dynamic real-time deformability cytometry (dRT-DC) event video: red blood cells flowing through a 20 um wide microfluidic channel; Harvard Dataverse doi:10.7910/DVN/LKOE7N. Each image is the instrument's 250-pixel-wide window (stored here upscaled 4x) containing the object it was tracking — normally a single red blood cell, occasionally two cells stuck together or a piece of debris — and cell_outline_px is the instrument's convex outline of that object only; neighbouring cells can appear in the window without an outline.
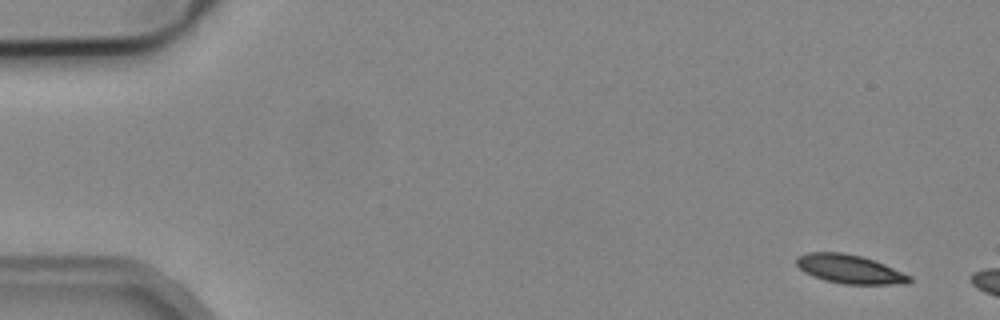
{"species": "common noctule bat (a hibernating species)", "species_latin": "Nyctalus noctula", "temperature_condition": "cold", "stored_images_in_passage": 3, "camera_frame_rate_fps": 3000, "um_per_image_px": 0.085, "animal": {"sex": "male", "body_mass_g": 19.2, "forearm_length_mm": 51.8}, "frame": {"image": 1, "passage_image": 1, "time_ms": 0.0, "image_size_px": [1000, 320], "cell_outline_px": [[912, 280], [908, 284], [844, 284], [824, 280], [812, 276], [804, 272], [796, 264], [796, 256], [808, 252], [840, 252], [860, 256], [884, 264], [912, 276]], "centroid_in_image_um": [72.21, 22.88], "position_along_channel_um": 12.8, "area_um2": 18.96}}